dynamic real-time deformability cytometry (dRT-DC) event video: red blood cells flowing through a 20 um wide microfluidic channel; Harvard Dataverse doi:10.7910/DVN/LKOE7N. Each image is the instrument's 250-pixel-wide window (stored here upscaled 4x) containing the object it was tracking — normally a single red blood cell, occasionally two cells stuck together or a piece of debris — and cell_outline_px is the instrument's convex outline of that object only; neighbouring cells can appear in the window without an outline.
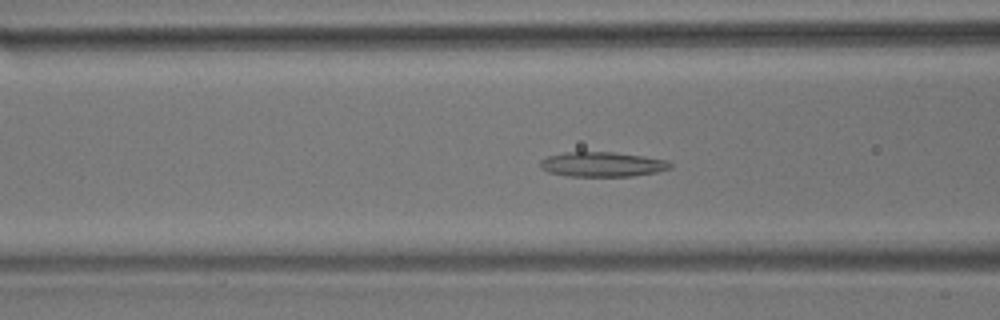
{"species": "common noctule bat (a hibernating species)", "species_latin": "Nyctalus noctula", "temperature_condition": "room temperature", "stored_images_in_passage": 51, "camera_frame_rate_fps": 3000, "um_per_image_px": 0.085, "animal": {"sex": "male", "body_mass_g": 17.9}, "frame": {"image": 1, "passage_image": 16, "time_ms": 5.0, "image_size_px": [1000, 320], "cell_outline_px": [[672, 168], [656, 172], [632, 176], [568, 176], [548, 172], [540, 168], [540, 160], [548, 156], [564, 152], [612, 152], [644, 156], [668, 160], [672, 164]], "centroid_in_image_um": [51.2, 13.97], "position_along_channel_um": 115.4, "area_um2": 18.84}}
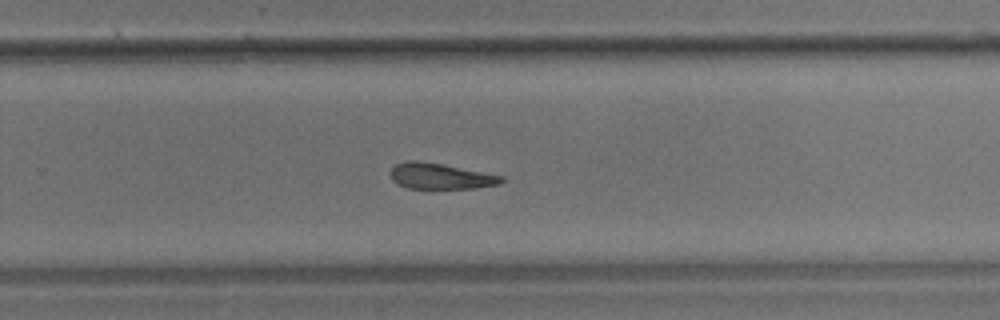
{"frame": {"image": 2, "passage_image": 31, "time_ms": 10.0, "image_size_px": [1000, 320], "cell_outline_px": [[504, 180], [500, 184], [476, 188], [408, 188], [392, 180], [388, 172], [392, 164], [404, 160], [416, 160], [440, 164], [504, 176]], "centroid_in_image_um": [37.37, 14.96], "position_along_channel_um": 292.4, "area_um2": 16.76}}
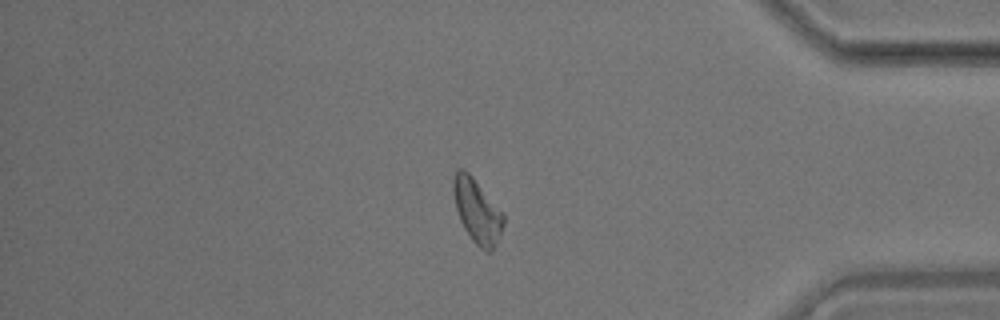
{"frame": {"image": 3, "passage_image": 42, "time_ms": 13.667, "image_size_px": [1000, 320], "cell_outline_px": [[504, 224], [500, 236], [492, 252], [484, 252], [472, 240], [464, 228], [460, 220], [456, 208], [452, 188], [452, 180], [456, 168], [464, 168], [472, 176], [504, 216]], "centroid_in_image_um": [40.53, 17.94], "position_along_channel_um": 394.7, "area_um2": 18.55}}